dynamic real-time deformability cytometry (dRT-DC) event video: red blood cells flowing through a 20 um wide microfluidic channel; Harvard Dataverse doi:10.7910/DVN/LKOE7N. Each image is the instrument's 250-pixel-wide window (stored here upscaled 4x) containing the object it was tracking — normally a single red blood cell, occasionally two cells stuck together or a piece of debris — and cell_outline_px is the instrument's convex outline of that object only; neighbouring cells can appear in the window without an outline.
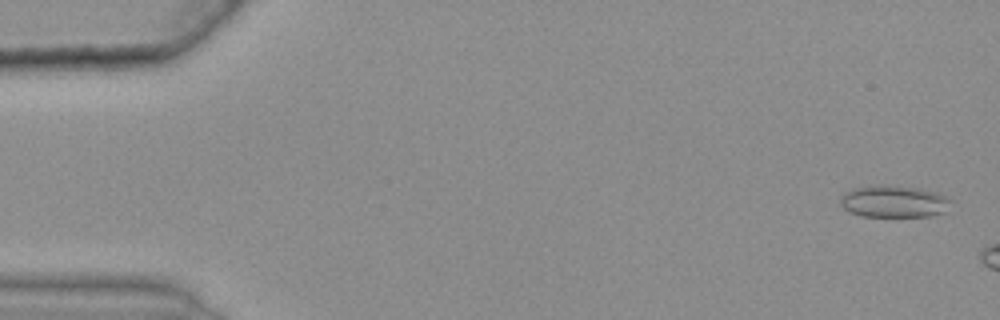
{"species": "common noctule bat (a hibernating species)", "species_latin": "Nyctalus noctula", "temperature_condition": "warm", "stored_images_in_passage": 8, "camera_frame_rate_fps": 3000, "um_per_image_px": 0.085, "animal": {"sex": "female", "body_mass_g": 25.1}, "frame": {"image": 1, "passage_image": 2, "time_ms": 0.333, "image_size_px": [1000, 320], "cell_outline_px": [[952, 200], [944, 212], [932, 216], [860, 216], [848, 212], [840, 204], [840, 196], [844, 192], [852, 188], [920, 188], [936, 192]], "centroid_in_image_um": [75.97, 17.18], "position_along_channel_um": 9.0, "area_um2": 19.83}}